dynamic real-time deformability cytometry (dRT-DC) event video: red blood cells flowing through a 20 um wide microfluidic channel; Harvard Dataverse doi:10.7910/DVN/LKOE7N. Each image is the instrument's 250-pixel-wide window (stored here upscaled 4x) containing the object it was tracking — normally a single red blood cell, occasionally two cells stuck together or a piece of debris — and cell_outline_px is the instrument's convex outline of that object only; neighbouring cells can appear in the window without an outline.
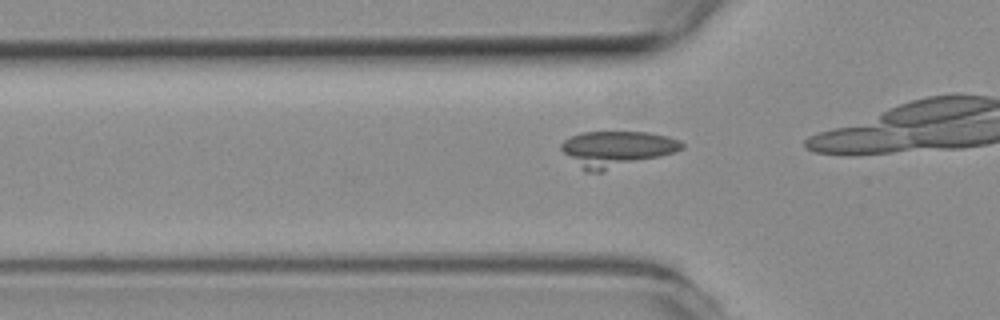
{"species": "common noctule bat (a hibernating species)", "species_latin": "Nyctalus noctula", "temperature_condition": "room temperature", "stored_images_in_passage": 6, "camera_frame_rate_fps": 3000, "um_per_image_px": 0.085, "animal": {"sex": "female", "body_mass_g": 19.3, "forearm_length_mm": 54.1}, "frame": {"image": 1, "passage_image": 3, "time_ms": 0.667, "image_size_px": [1000, 320], "cell_outline_px": [[684, 148], [676, 152], [600, 172], [584, 172], [560, 148], [560, 144], [564, 140], [580, 132], [648, 132], [668, 136], [680, 140], [684, 144]], "centroid_in_image_um": [52.42, 12.65], "position_along_channel_um": 73.4, "area_um2": 25.14}}